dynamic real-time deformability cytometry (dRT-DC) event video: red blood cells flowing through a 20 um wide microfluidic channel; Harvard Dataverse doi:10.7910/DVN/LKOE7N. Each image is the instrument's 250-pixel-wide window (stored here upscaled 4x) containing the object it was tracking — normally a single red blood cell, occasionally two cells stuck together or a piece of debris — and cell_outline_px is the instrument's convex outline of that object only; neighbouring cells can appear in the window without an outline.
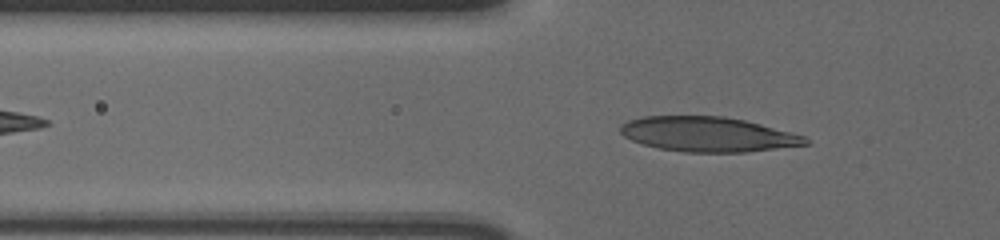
{"species": "human", "species_latin": "Homo sapiens", "temperature_condition": "cold", "stored_images_in_passage": 46, "camera_frame_rate_fps": 3000, "um_per_image_px": 0.085, "donor": {"sex": "male"}, "frame": {"image": 1, "passage_image": 9, "time_ms": 2.667, "image_size_px": [1000, 240], "cell_outline_px": [[812, 144], [744, 152], [684, 152], [660, 148], [644, 144], [632, 140], [624, 136], [620, 132], [620, 124], [628, 120], [644, 116], [724, 116], [744, 120], [760, 124], [804, 136]], "centroid_in_image_um": [60.15, 11.41], "position_along_channel_um": 65.6, "area_um2": 37.34}}
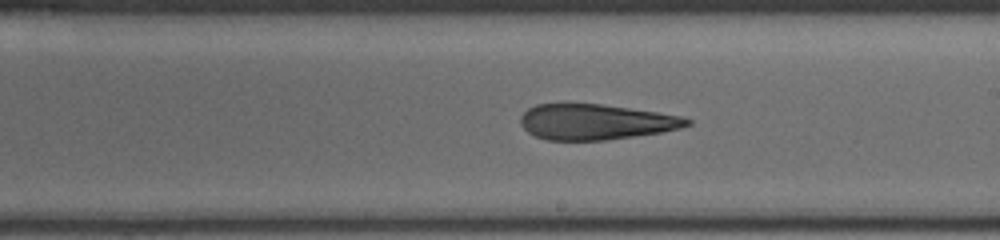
{"frame": {"image": 2, "passage_image": 24, "time_ms": 7.667, "image_size_px": [1000, 240], "cell_outline_px": [[692, 124], [680, 128], [660, 132], [604, 140], [544, 140], [528, 132], [520, 124], [520, 116], [528, 108], [536, 104], [600, 104], [684, 116], [692, 120]], "centroid_in_image_um": [50.62, 10.36], "position_along_channel_um": 238.4, "area_um2": 34.28}}
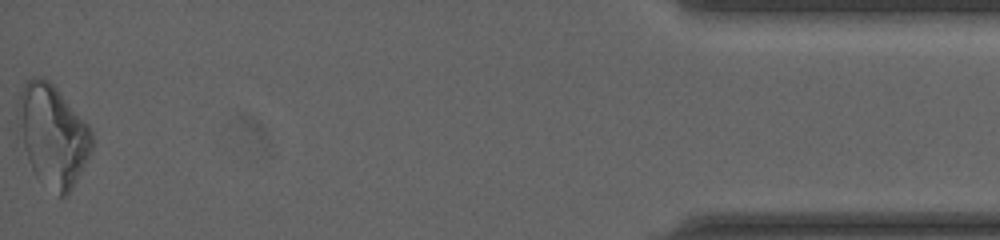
{"frame": {"image": 3, "passage_image": 46, "time_ms": 15.0, "image_size_px": [1000, 240], "cell_outline_px": [[92, 148], [68, 196], [60, 196], [40, 180], [32, 172], [16, 136], [16, 104], [20, 92], [24, 84], [32, 76], [44, 76], [56, 88], [88, 124], [92, 132]], "centroid_in_image_um": [4.39, 11.48], "position_along_channel_um": 430.8, "area_um2": 44.39}, "authors_computed_cell_mechanics": {"area_um2": 36.2984, "velocity_mm_per_s": 3.6327, "shape_relaxation_time_tau1_ms": null, "shape_relaxation_time_tau2_ms": 7.2718, "deformation_change_tau1": null, "deformation_change_tau2": 0.1735}}